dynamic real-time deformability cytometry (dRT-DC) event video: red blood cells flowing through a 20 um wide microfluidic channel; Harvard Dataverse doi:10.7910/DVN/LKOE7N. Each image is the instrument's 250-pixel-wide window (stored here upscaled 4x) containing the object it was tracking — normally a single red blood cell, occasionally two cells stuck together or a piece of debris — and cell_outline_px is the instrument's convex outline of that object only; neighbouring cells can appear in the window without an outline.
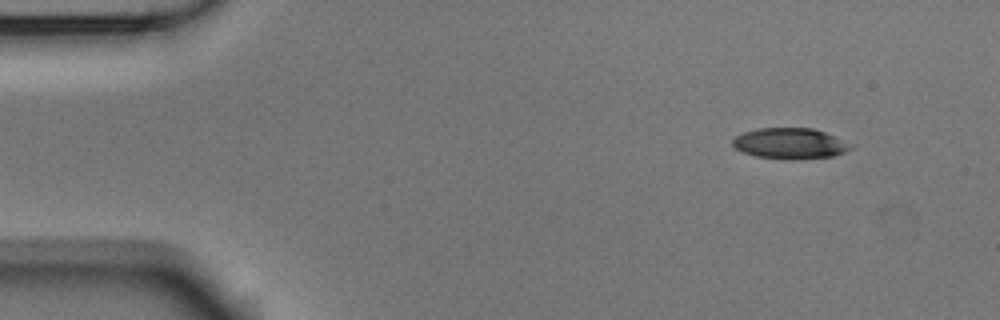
{"species": "Egyptian fruit bat (a non-hibernating species)", "species_latin": "Rousettus aegyptiacus", "temperature_condition": "room temperature", "stored_images_in_passage": 50, "camera_frame_rate_fps": 3000, "um_per_image_px": 0.085, "animal": {"sex": "male"}, "frame": {"image": 1, "passage_image": 1, "time_ms": 0.0, "image_size_px": [1000, 320], "cell_outline_px": [[852, 148], [844, 152], [832, 156], [796, 160], [784, 160], [756, 156], [744, 152], [736, 148], [732, 144], [732, 140], [736, 136], [744, 132], [756, 128], [812, 128], [824, 132], [832, 136]], "centroid_in_image_um": [67.06, 12.2], "position_along_channel_um": 17.9, "area_um2": 20.87}}
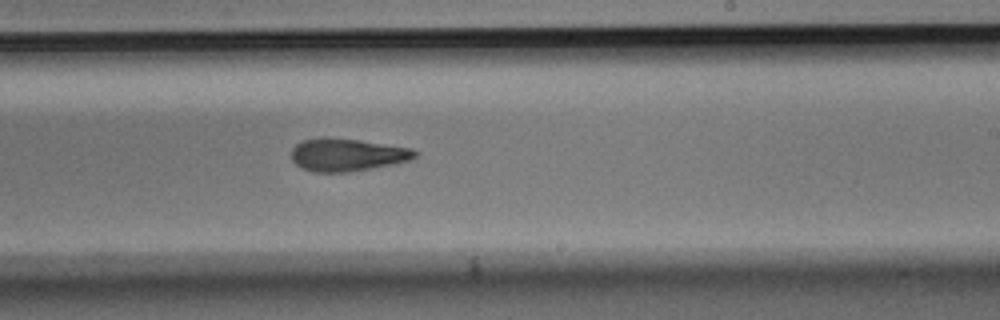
{"frame": {"image": 2, "passage_image": 28, "time_ms": 9.0, "image_size_px": [1000, 320], "cell_outline_px": [[420, 152], [416, 156], [408, 160], [392, 164], [348, 172], [312, 172], [296, 164], [292, 160], [292, 148], [296, 144], [304, 140], [320, 136], [328, 136], [412, 148]], "centroid_in_image_um": [29.48, 13.14], "position_along_channel_um": 259.5, "area_um2": 23.47}}
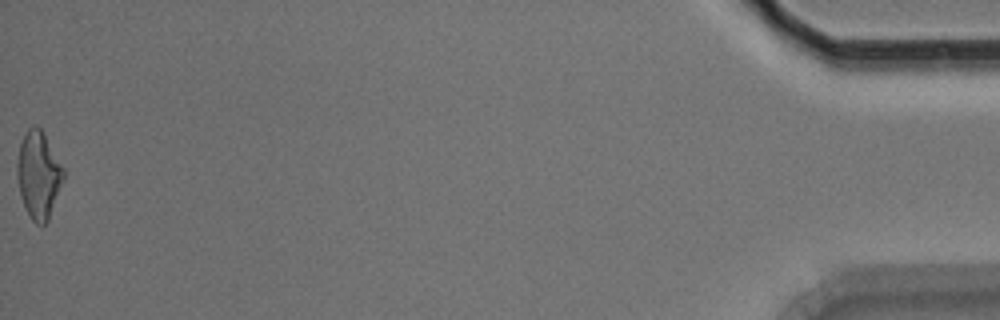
{"frame": {"image": 3, "passage_image": 50, "time_ms": 16.333, "image_size_px": [1000, 320], "cell_outline_px": [[64, 180], [48, 220], [44, 224], [36, 224], [32, 220], [24, 208], [20, 196], [16, 176], [16, 164], [20, 144], [28, 128], [32, 124], [40, 128], [64, 168]], "centroid_in_image_um": [3.26, 14.89], "position_along_channel_um": 431.9, "area_um2": 23.58}, "authors_computed_cell_mechanics": {"area_um2": 23.4668, "velocity_mm_per_s": 3.7054, "shape_relaxation_time_tau1_ms": 3.3558, "shape_relaxation_time_tau2_ms": 5.1507, "deformation_change_tau1": 0.1706, "deformation_change_tau2": 0.1658}}